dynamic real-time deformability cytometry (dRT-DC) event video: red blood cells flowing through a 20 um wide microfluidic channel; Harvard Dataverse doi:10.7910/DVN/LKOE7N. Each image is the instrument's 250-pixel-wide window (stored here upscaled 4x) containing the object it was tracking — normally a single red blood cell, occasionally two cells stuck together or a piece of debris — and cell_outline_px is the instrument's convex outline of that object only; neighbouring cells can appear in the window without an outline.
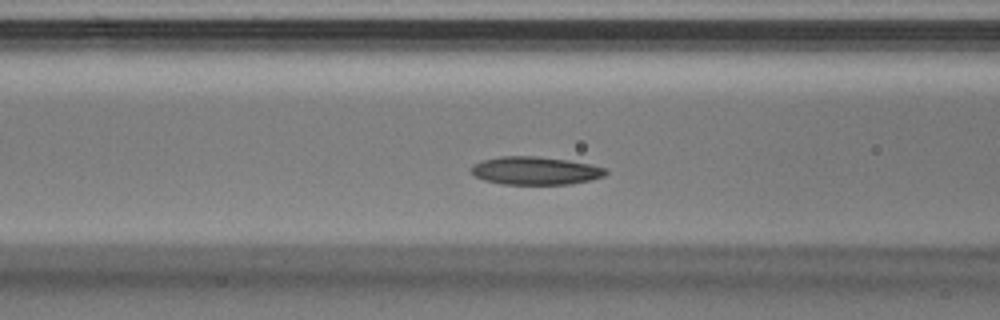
{"species": "Egyptian fruit bat (a non-hibernating species)", "species_latin": "Rousettus aegyptiacus", "temperature_condition": "warm", "stored_images_in_passage": 32, "segment_of_instrument_passage": [1, 2], "camera_frame_rate_fps": 3000, "um_per_image_px": 0.085, "animal": {"sex": "male"}, "frame": {"image": 1, "passage_image": 7, "time_ms": 2.0, "image_size_px": [1000, 320], "cell_outline_px": [[608, 172], [604, 176], [592, 180], [572, 184], [500, 184], [484, 180], [476, 176], [472, 172], [472, 164], [484, 160], [500, 156], [536, 156], [568, 160], [592, 164], [608, 168]], "centroid_in_image_um": [45.56, 14.51], "position_along_channel_um": 121.0, "area_um2": 22.14}}
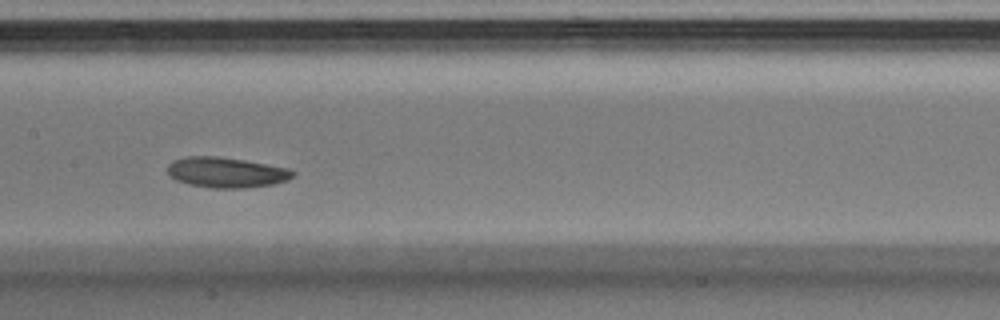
{"frame": {"image": 2, "passage_image": 11, "time_ms": 3.333, "image_size_px": [1000, 320], "cell_outline_px": [[296, 172], [288, 180], [272, 184], [244, 188], [212, 188], [188, 184], [176, 180], [168, 172], [168, 164], [172, 160], [188, 156], [220, 156], [244, 160], [288, 168]], "centroid_in_image_um": [19.22, 14.65], "position_along_channel_um": 188.2, "area_um2": 22.14}}
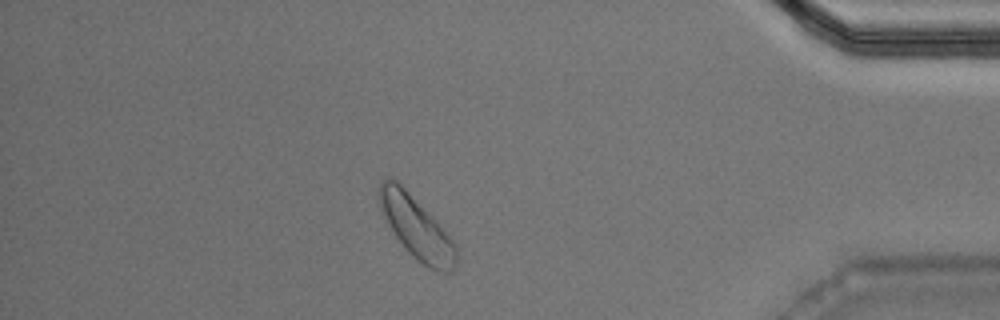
{"frame": {"image": 3, "passage_image": 26, "time_ms": 8.333, "image_size_px": [1000, 320], "cell_outline_px": [[460, 252], [456, 264], [452, 272], [436, 272], [424, 264], [408, 252], [396, 236], [384, 216], [380, 208], [380, 184], [388, 176], [396, 180], [448, 232], [456, 244]], "centroid_in_image_um": [35.48, 19.4], "position_along_channel_um": 399.7, "area_um2": 27.57}}